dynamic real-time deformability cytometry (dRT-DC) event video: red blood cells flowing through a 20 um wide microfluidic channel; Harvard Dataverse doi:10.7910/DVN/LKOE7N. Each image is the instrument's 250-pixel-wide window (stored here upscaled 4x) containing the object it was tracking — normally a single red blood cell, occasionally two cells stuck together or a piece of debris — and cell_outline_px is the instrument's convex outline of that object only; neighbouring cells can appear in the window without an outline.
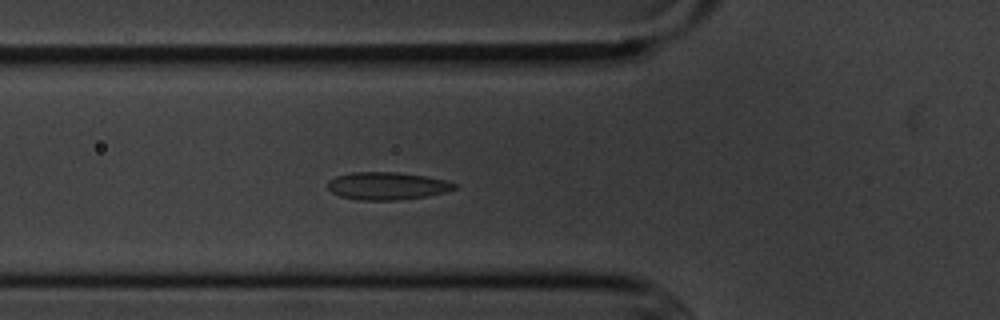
{"species": "common noctule bat (a hibernating species)", "species_latin": "Nyctalus noctula", "temperature_condition": "cold", "stored_images_in_passage": 5, "camera_frame_rate_fps": 3000, "um_per_image_px": 0.085, "animal": {"sex": "male", "body_mass_g": 20.1, "forearm_length_mm": 53.5}, "frame": {"image": 1, "passage_image": 5, "time_ms": 4.667, "image_size_px": [1000, 320], "cell_outline_px": [[456, 188], [444, 192], [428, 196], [396, 200], [360, 200], [340, 196], [332, 192], [328, 188], [328, 180], [336, 176], [352, 172], [400, 172], [424, 176], [444, 180], [456, 184]], "centroid_in_image_um": [32.87, 15.8], "position_along_channel_um": 92.9, "area_um2": 20.29}}